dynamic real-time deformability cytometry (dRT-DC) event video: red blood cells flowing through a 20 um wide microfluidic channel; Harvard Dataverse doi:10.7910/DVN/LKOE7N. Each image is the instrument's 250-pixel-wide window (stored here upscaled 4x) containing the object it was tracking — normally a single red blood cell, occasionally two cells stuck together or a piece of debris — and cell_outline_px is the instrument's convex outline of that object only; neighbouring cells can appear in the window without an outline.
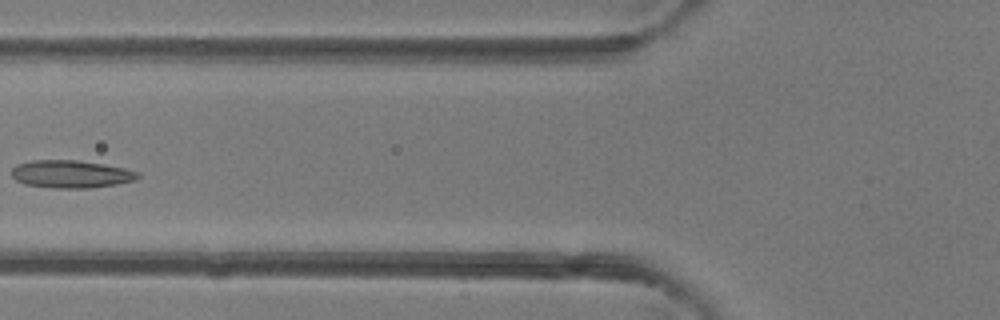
{"species": "common noctule bat (a hibernating species)", "species_latin": "Nyctalus noctula", "temperature_condition": "room temperature", "stored_images_in_passage": 5, "camera_frame_rate_fps": 3000, "um_per_image_px": 0.085, "animal": {"sex": "female"}, "frame": {"image": 1, "passage_image": 5, "time_ms": 5.333, "image_size_px": [1000, 320], "cell_outline_px": [[140, 176], [136, 180], [116, 184], [88, 188], [52, 188], [24, 184], [16, 180], [12, 176], [12, 168], [16, 164], [28, 160], [80, 160], [104, 164], [124, 168], [140, 172]], "centroid_in_image_um": [6.02, 14.79], "position_along_channel_um": 119.8, "area_um2": 20.58}}